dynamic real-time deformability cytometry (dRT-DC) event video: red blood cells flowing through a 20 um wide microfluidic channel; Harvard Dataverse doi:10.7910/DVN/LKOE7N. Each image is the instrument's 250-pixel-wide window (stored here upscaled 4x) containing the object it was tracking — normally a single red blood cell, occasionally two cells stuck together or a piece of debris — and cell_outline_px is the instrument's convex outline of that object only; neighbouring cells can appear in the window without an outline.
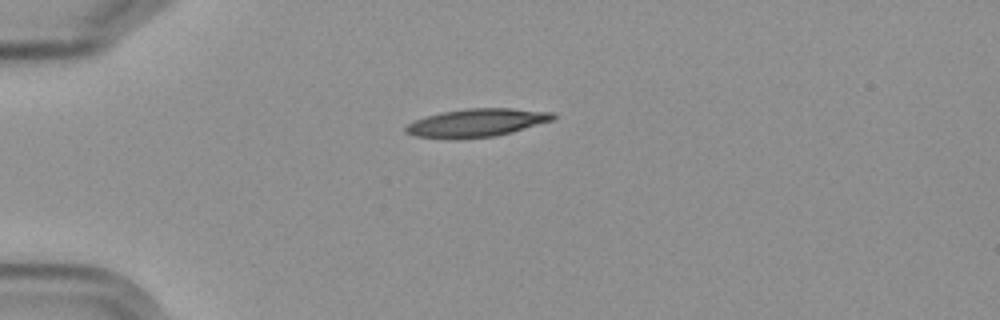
{"species": "Egyptian fruit bat (a non-hibernating species)", "species_latin": "Rousettus aegyptiacus", "temperature_condition": "cold", "stored_images_in_passage": 3, "camera_frame_rate_fps": 3000, "um_per_image_px": 0.085, "frame": {"image": 1, "passage_image": 1, "time_ms": 0.0, "image_size_px": [1000, 320], "cell_outline_px": [[556, 116], [552, 120], [512, 132], [496, 136], [416, 136], [404, 132], [404, 128], [408, 124], [424, 116], [440, 112], [468, 108], [512, 108], [552, 112]], "centroid_in_image_um": [40.56, 10.38], "position_along_channel_um": 44.4, "area_um2": 23.18}}
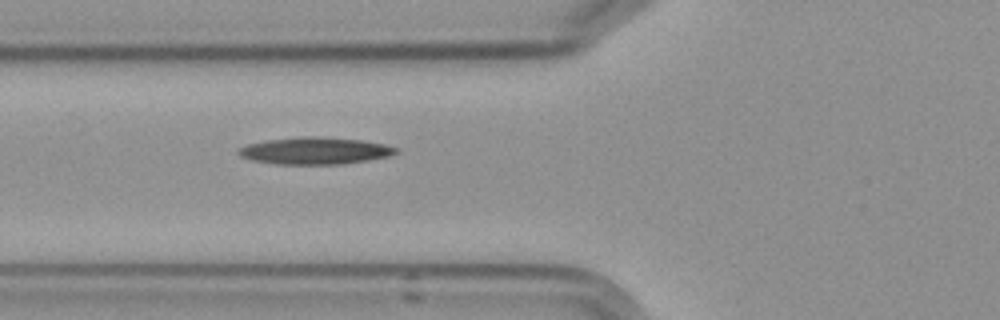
{"frame": {"image": 2, "passage_image": 3, "time_ms": 2.333, "image_size_px": [1000, 320], "cell_outline_px": [[400, 152], [388, 156], [340, 164], [276, 164], [252, 160], [240, 156], [236, 152], [236, 148], [248, 144], [268, 140], [304, 136], [312, 136], [360, 140], [384, 144], [396, 148]], "centroid_in_image_um": [26.71, 12.81], "position_along_channel_um": 99.1, "area_um2": 24.51}}